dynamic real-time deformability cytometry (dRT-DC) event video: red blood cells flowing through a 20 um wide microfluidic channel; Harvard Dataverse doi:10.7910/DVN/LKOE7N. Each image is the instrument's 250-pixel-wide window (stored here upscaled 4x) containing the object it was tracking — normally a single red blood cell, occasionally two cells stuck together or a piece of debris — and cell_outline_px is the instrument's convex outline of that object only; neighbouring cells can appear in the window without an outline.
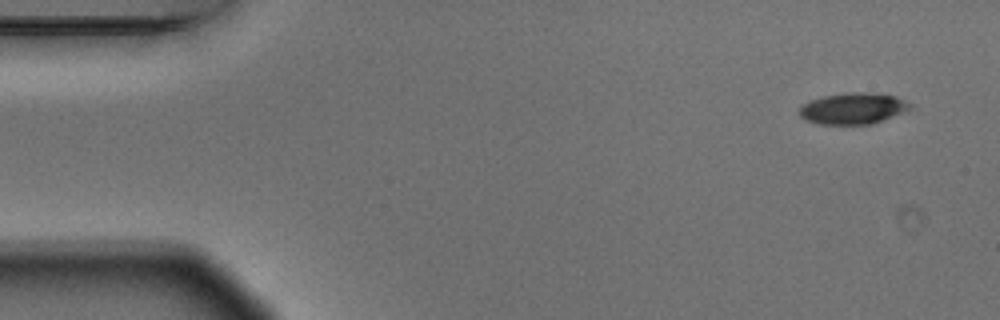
{"species": "Egyptian fruit bat (a non-hibernating species)", "species_latin": "Rousettus aegyptiacus", "temperature_condition": "warm", "stored_images_in_passage": 5, "camera_frame_rate_fps": 3000, "um_per_image_px": 0.085, "animal": {"sex": "male"}, "frame": {"image": 1, "passage_image": 1, "time_ms": 0.0, "image_size_px": [1000, 320], "cell_outline_px": [[912, 108], [872, 124], [820, 124], [804, 120], [800, 116], [800, 108], [808, 100], [824, 96], [848, 92], [864, 92], [896, 96], [912, 104]], "centroid_in_image_um": [72.49, 9.21], "position_along_channel_um": 12.5, "area_um2": 20.06}}
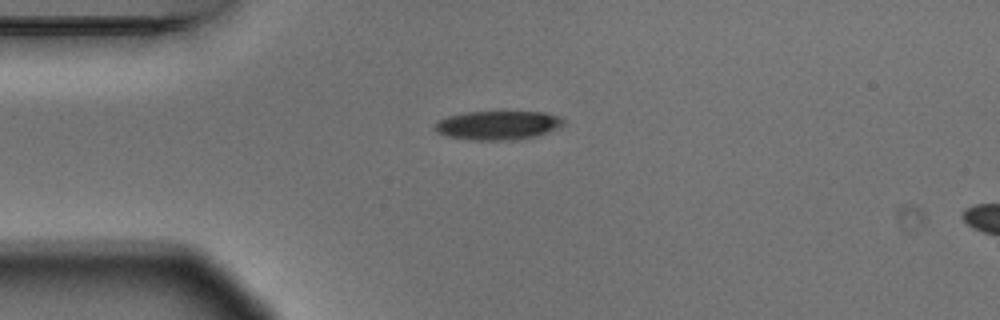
{"frame": {"image": 2, "passage_image": 4, "time_ms": 1.0, "image_size_px": [1000, 320], "cell_outline_px": [[564, 124], [560, 128], [536, 136], [512, 140], [472, 140], [448, 136], [436, 132], [436, 124], [440, 120], [448, 116], [468, 112], [544, 112], [560, 116], [564, 120]], "centroid_in_image_um": [42.38, 10.65], "position_along_channel_um": 42.6, "area_um2": 21.56}}